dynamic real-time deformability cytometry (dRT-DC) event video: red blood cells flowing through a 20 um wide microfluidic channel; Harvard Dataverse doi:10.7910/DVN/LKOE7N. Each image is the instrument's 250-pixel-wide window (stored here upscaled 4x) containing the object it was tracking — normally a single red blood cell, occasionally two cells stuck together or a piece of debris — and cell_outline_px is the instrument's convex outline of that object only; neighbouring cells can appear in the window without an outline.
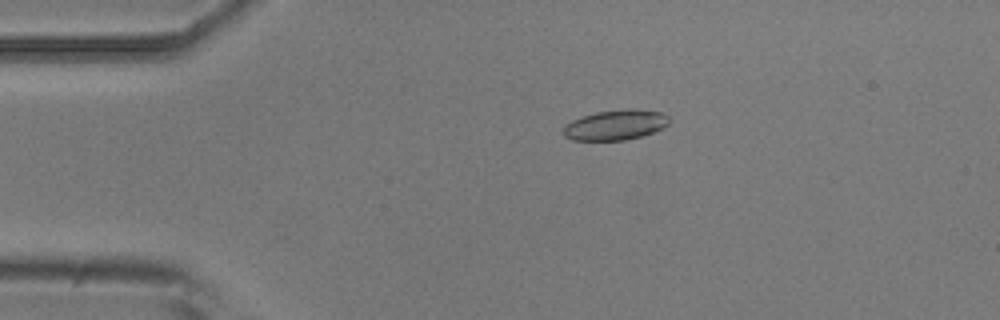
{"species": "common noctule bat (a hibernating species)", "species_latin": "Nyctalus noctula", "temperature_condition": "room temperature", "stored_images_in_passage": 8, "camera_frame_rate_fps": 3000, "um_per_image_px": 0.085, "animal": {"sex": "male", "body_mass_g": 20.5, "forearm_length_mm": 52.5}, "frame": {"image": 1, "passage_image": 3, "time_ms": 2.333, "image_size_px": [1000, 320], "cell_outline_px": [[672, 120], [664, 128], [640, 136], [624, 140], [572, 140], [564, 136], [564, 124], [572, 120], [596, 112], [628, 108], [632, 108], [664, 112]], "centroid_in_image_um": [52.36, 10.6], "position_along_channel_um": 32.6, "area_um2": 18.73}}
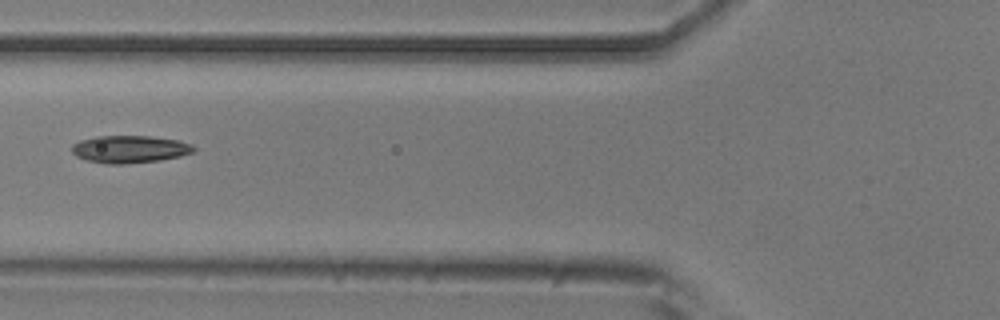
{"frame": {"image": 2, "passage_image": 6, "time_ms": 5.667, "image_size_px": [1000, 320], "cell_outline_px": [[196, 148], [192, 152], [180, 156], [160, 160], [124, 164], [108, 164], [88, 160], [76, 156], [72, 152], [72, 144], [80, 140], [96, 136], [148, 136], [180, 140], [192, 144]], "centroid_in_image_um": [11.03, 12.67], "position_along_channel_um": 114.8, "area_um2": 19.48}}
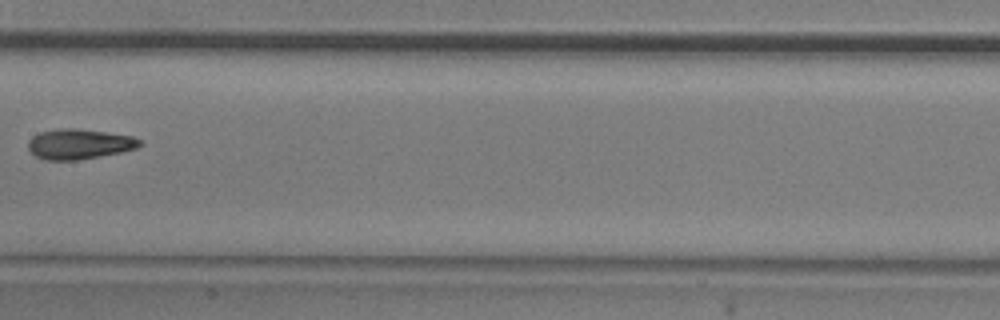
{"frame": {"image": 3, "passage_image": 8, "time_ms": 8.0, "image_size_px": [1000, 320], "cell_outline_px": [[144, 144], [136, 148], [120, 152], [100, 156], [76, 160], [44, 160], [36, 156], [28, 148], [28, 140], [32, 136], [40, 132], [60, 128], [76, 128], [132, 136], [140, 140]], "centroid_in_image_um": [6.71, 12.24], "position_along_channel_um": 200.7, "area_um2": 19.54}}